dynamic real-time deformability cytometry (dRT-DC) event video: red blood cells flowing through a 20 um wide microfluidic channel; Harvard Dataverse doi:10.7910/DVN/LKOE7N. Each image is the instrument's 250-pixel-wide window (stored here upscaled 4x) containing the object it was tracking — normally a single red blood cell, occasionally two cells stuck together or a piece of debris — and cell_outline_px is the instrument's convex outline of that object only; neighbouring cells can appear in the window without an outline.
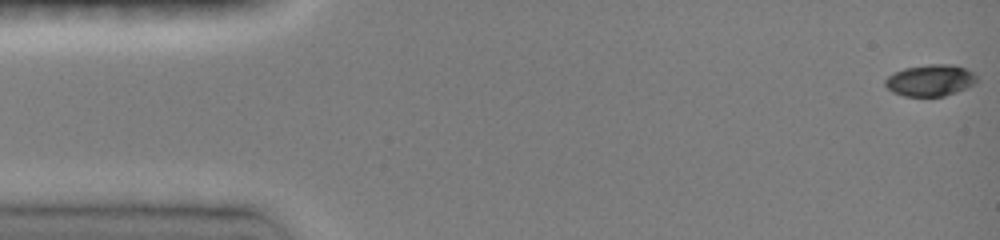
{"species": "common noctule bat (a hibernating species)", "species_latin": "Nyctalus noctula", "temperature_condition": "room temperature", "stored_images_in_passage": 47, "camera_frame_rate_fps": 3000, "um_per_image_px": 0.085, "animal": {"sex": "female", "body_mass_g": 19.0, "forearm_length_mm": 51.5}, "frame": {"image": 1, "passage_image": 1, "time_ms": 0.0, "image_size_px": [1000, 240], "cell_outline_px": [[980, 80], [976, 84], [968, 88], [944, 96], [904, 96], [892, 92], [884, 84], [884, 80], [888, 76], [904, 68], [928, 64], [952, 64], [964, 68], [972, 72]], "centroid_in_image_um": [79.11, 6.83], "position_along_channel_um": 5.9, "area_um2": 16.99}}
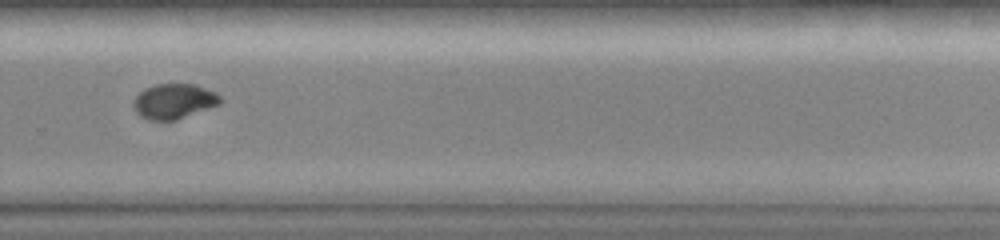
{"frame": {"image": 2, "passage_image": 33, "time_ms": 10.667, "image_size_px": [1000, 240], "cell_outline_px": [[220, 104], [176, 120], [148, 120], [140, 116], [136, 112], [132, 104], [136, 96], [144, 88], [156, 84], [196, 84], [216, 92], [220, 96]], "centroid_in_image_um": [14.77, 8.6], "position_along_channel_um": 315.0, "area_um2": 17.74}}
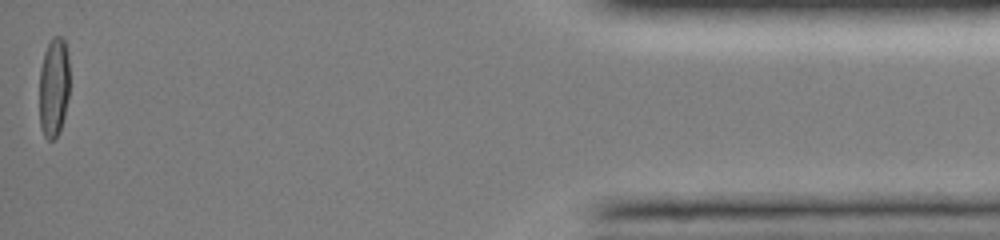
{"frame": {"image": 3, "passage_image": 47, "time_ms": 15.333, "image_size_px": [1000, 240], "cell_outline_px": [[68, 96], [64, 116], [60, 132], [52, 140], [48, 140], [44, 136], [40, 128], [40, 68], [44, 52], [52, 36], [60, 36], [64, 40], [68, 52]], "centroid_in_image_um": [4.56, 7.41], "position_along_channel_um": 430.6, "area_um2": 17.57}, "authors_computed_cell_mechanics": {"area_um2": 17.5712, "velocity_mm_per_s": 4.1016, "shape_relaxation_time_tau1_ms": 4.2382, "shape_relaxation_time_tau2_ms": 2.706, "deformation_change_tau1": 0.1794, "deformation_change_tau2": 0.0282}}